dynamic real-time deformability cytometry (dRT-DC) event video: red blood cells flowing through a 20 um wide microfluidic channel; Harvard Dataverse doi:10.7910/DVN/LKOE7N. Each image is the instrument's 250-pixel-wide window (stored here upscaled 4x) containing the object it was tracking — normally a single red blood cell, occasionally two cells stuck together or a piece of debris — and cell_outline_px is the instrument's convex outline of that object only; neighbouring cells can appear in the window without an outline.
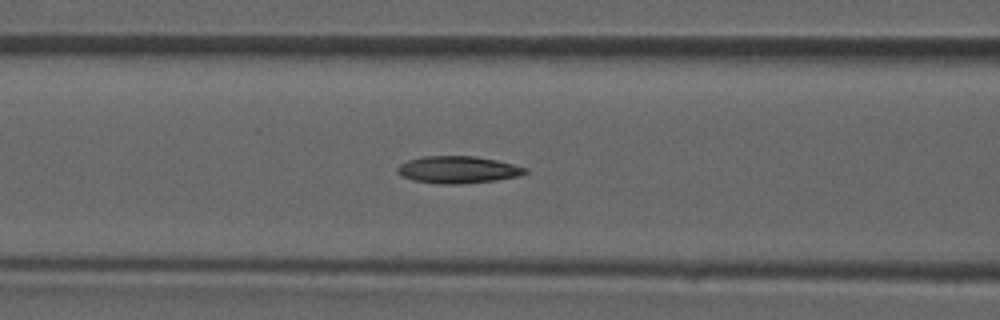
{"species": "common noctule bat (a hibernating species)", "species_latin": "Nyctalus noctula", "temperature_condition": "room temperature", "stored_images_in_passage": 35, "camera_frame_rate_fps": 3000, "um_per_image_px": 0.085, "animal": {"sex": "male", "forearm_length_mm": 52.5}, "frame": {"image": 1, "passage_image": 16, "time_ms": 5.0, "image_size_px": [1000, 320], "cell_outline_px": [[528, 172], [520, 176], [496, 180], [460, 184], [436, 184], [412, 180], [396, 172], [396, 168], [400, 164], [408, 160], [420, 156], [476, 156], [496, 160], [528, 168]], "centroid_in_image_um": [38.91, 14.42], "position_along_channel_um": 127.7, "area_um2": 20.35}}